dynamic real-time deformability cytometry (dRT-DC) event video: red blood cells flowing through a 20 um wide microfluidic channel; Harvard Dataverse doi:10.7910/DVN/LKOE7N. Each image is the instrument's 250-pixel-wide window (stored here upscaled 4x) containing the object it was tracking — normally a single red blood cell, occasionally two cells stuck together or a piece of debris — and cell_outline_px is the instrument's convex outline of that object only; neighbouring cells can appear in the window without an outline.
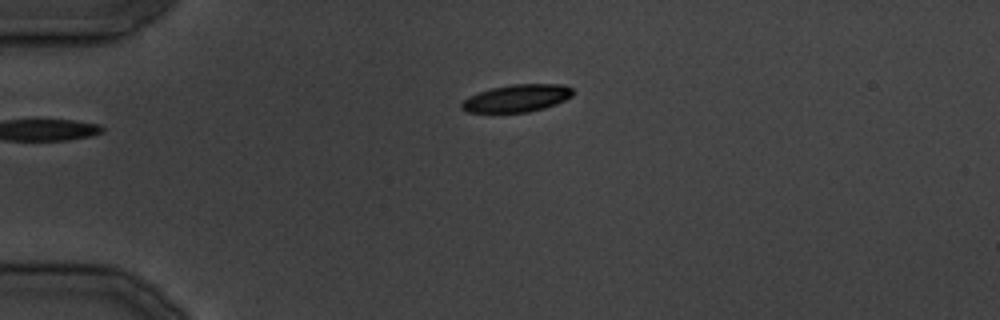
{"species": "common noctule bat (a hibernating species)", "species_latin": "Nyctalus noctula", "temperature_condition": "cold", "stored_images_in_passage": 19, "camera_frame_rate_fps": 3000, "um_per_image_px": 0.085, "animal": {"sex": "male", "body_mass_g": 19.5, "forearm_length_mm": 54.6}, "frame": {"image": 1, "passage_image": 1, "time_ms": 0.0, "image_size_px": [1000, 320], "cell_outline_px": [[572, 96], [556, 104], [544, 108], [528, 112], [464, 112], [460, 108], [460, 104], [468, 96], [492, 88], [512, 84], [564, 84], [572, 88]], "centroid_in_image_um": [43.92, 8.35], "position_along_channel_um": 41.1, "area_um2": 17.74}}
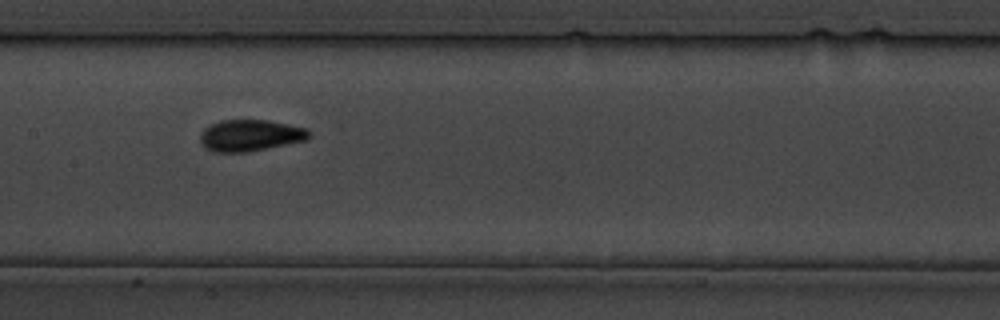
{"frame": {"image": 2, "passage_image": 10, "time_ms": 11.333, "image_size_px": [1000, 320], "cell_outline_px": [[312, 136], [308, 140], [248, 152], [212, 152], [204, 148], [200, 144], [200, 132], [204, 128], [220, 120], [264, 120], [288, 124], [308, 128], [312, 132]], "centroid_in_image_um": [21.28, 11.52], "position_along_channel_um": 186.1, "area_um2": 20.35}}
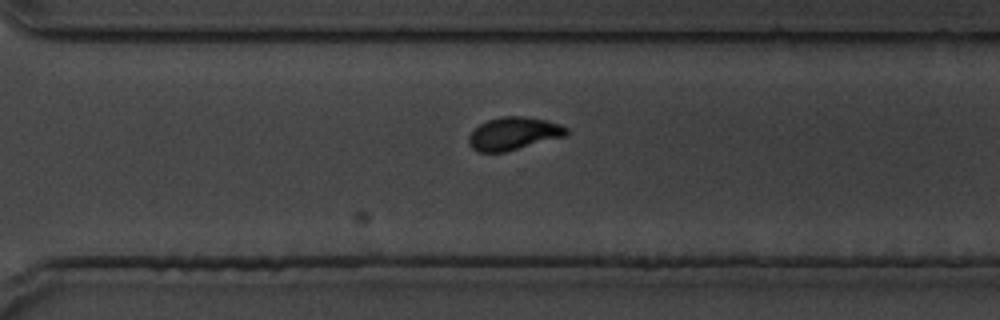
{"frame": {"image": 3, "passage_image": 18, "time_ms": 20.333, "image_size_px": [1000, 320], "cell_outline_px": [[568, 132], [564, 136], [504, 152], [476, 152], [468, 144], [468, 136], [480, 124], [488, 120], [504, 116], [524, 116], [544, 120], [560, 124], [568, 128]], "centroid_in_image_um": [43.62, 11.35], "position_along_channel_um": 327.0, "area_um2": 18.44}}